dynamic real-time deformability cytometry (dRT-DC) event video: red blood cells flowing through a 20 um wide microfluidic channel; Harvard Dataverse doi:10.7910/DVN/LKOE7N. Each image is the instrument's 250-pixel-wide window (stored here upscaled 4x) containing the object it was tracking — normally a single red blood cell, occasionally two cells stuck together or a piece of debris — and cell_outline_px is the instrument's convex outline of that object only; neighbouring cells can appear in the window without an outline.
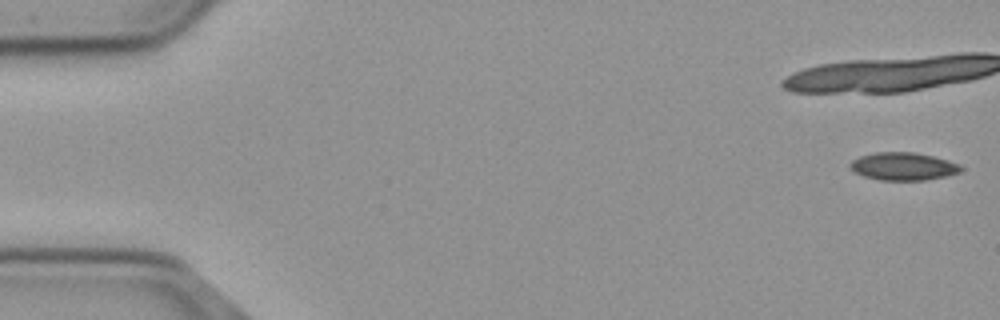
{"species": "common noctule bat (a hibernating species)", "species_latin": "Nyctalus noctula", "temperature_condition": "cold", "stored_images_in_passage": 13, "camera_frame_rate_fps": 3000, "um_per_image_px": 0.085, "animal": {"sex": "male", "body_mass_g": 23.1, "forearm_length_mm": 52.7}, "frame": {"image": 1, "passage_image": 1, "time_ms": 0.0, "image_size_px": [1000, 320], "cell_outline_px": [[964, 168], [960, 172], [944, 176], [924, 180], [880, 180], [864, 176], [856, 172], [848, 164], [852, 160], [860, 156], [876, 152], [912, 152], [932, 156], [948, 160], [960, 164]], "centroid_in_image_um": [76.79, 14.13], "position_along_channel_um": 8.2, "area_um2": 17.8}}